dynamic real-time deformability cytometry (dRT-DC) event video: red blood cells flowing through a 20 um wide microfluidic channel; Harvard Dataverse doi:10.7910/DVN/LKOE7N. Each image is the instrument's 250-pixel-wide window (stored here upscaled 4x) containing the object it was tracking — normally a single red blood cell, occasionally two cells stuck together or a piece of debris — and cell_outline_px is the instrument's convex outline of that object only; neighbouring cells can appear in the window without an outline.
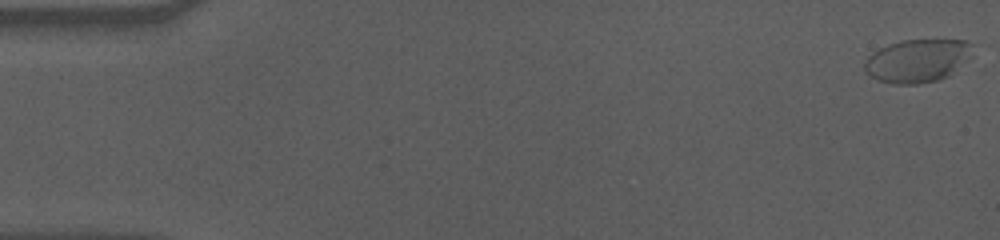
{"species": "human", "species_latin": "Homo sapiens", "temperature_condition": "cold", "stored_images_in_passage": 58, "camera_frame_rate_fps": 3000, "um_per_image_px": 0.085, "donor": {"sex": "male"}, "frame": {"image": 1, "passage_image": 1, "time_ms": 0.0, "image_size_px": [1000, 240], "cell_outline_px": [[972, 44], [948, 76], [936, 80], [916, 84], [892, 84], [876, 80], [864, 72], [864, 60], [872, 52], [888, 44], [900, 40], [964, 40]], "centroid_in_image_um": [77.78, 5.17], "position_along_channel_um": 7.2, "area_um2": 26.3}}
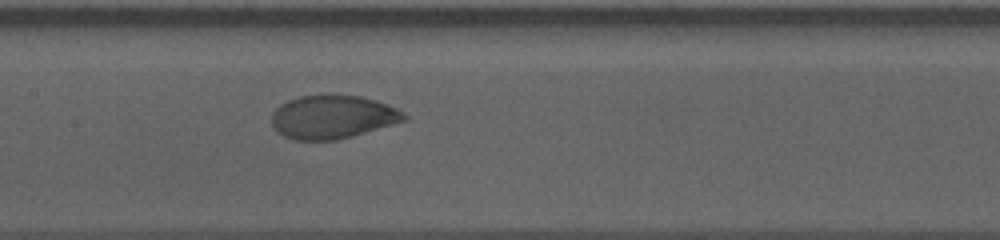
{"frame": {"image": 2, "passage_image": 29, "time_ms": 9.333, "image_size_px": [1000, 240], "cell_outline_px": [[408, 120], [352, 136], [336, 140], [292, 140], [276, 132], [272, 128], [272, 112], [280, 104], [288, 100], [300, 96], [324, 92], [332, 92], [360, 96], [376, 100], [388, 104], [404, 112], [408, 116]], "centroid_in_image_um": [28.26, 9.9], "position_along_channel_um": 179.1, "area_um2": 34.51}}
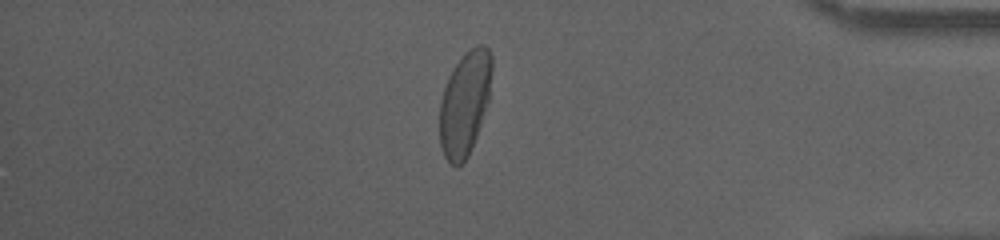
{"frame": {"image": 3, "passage_image": 50, "time_ms": 16.333, "image_size_px": [1000, 240], "cell_outline_px": [[492, 72], [488, 100], [476, 136], [468, 156], [456, 168], [444, 156], [440, 144], [440, 100], [448, 76], [464, 52], [476, 44], [484, 44], [488, 48], [492, 56]], "centroid_in_image_um": [39.51, 8.74], "position_along_channel_um": 395.7, "area_um2": 31.56}, "authors_computed_cell_mechanics": {"area_um2": 32.6859, "velocity_mm_per_s": 3.5313, "shape_relaxation_time_tau1_ms": 3.9614, "shape_relaxation_time_tau2_ms": null, "deformation_change_tau1": 0.1668, "deformation_change_tau2": null}}